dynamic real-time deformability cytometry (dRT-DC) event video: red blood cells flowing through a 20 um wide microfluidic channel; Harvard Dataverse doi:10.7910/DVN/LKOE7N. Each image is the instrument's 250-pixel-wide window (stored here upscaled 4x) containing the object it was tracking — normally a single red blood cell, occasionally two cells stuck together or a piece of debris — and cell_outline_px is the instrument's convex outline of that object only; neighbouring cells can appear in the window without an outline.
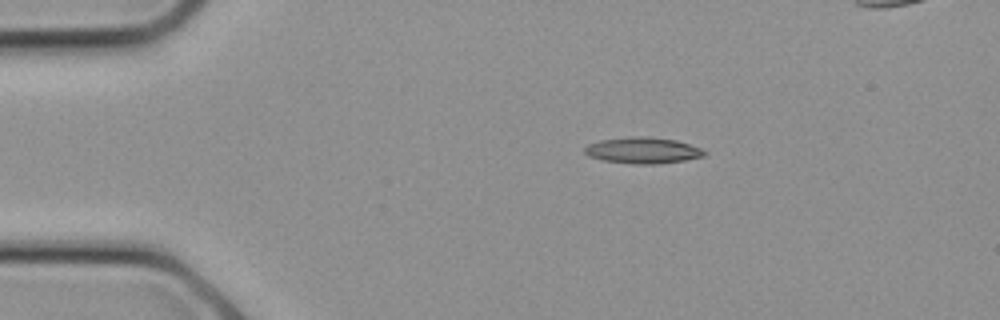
{"species": "common noctule bat (a hibernating species)", "species_latin": "Nyctalus noctula", "temperature_condition": "cold", "stored_images_in_passage": 7, "camera_frame_rate_fps": 3000, "um_per_image_px": 0.085, "animal": {"sex": "female", "body_mass_g": 21.9}, "frame": {"image": 1, "passage_image": 1, "time_ms": 0.0, "image_size_px": [1000, 320], "cell_outline_px": [[708, 152], [704, 156], [684, 160], [656, 164], [632, 164], [604, 160], [588, 156], [584, 152], [584, 148], [588, 144], [600, 140], [632, 136], [644, 136], [676, 140], [700, 148]], "centroid_in_image_um": [54.62, 12.78], "position_along_channel_um": 30.4, "area_um2": 18.21}}
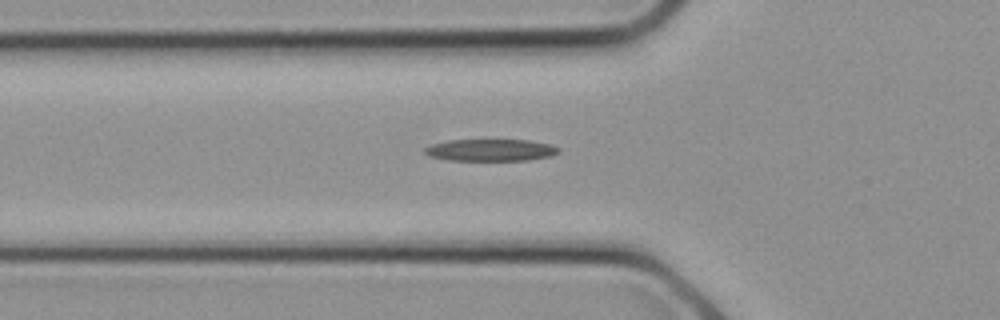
{"frame": {"image": 2, "passage_image": 5, "time_ms": 1.333, "image_size_px": [1000, 320], "cell_outline_px": [[560, 152], [552, 156], [528, 160], [448, 160], [428, 156], [424, 152], [424, 148], [432, 144], [448, 140], [528, 140], [548, 144], [560, 148]], "centroid_in_image_um": [41.7, 12.76], "position_along_channel_um": 84.1, "area_um2": 17.11}}
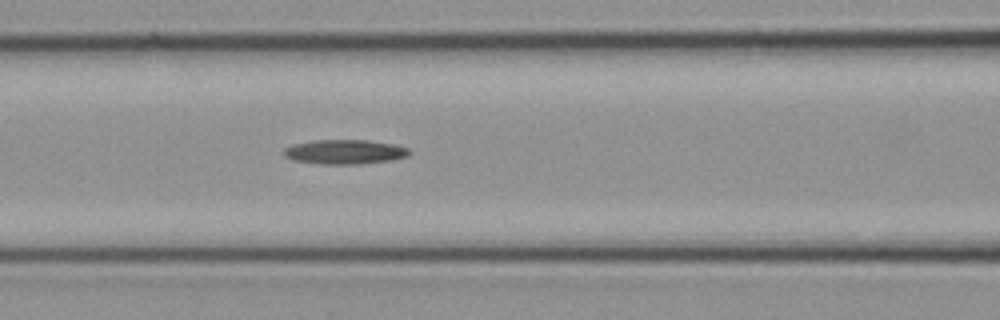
{"frame": {"image": 3, "passage_image": 7, "time_ms": 2.0, "image_size_px": [1000, 320], "cell_outline_px": [[412, 152], [408, 156], [392, 160], [360, 164], [320, 164], [292, 160], [284, 156], [280, 152], [284, 148], [292, 144], [312, 140], [368, 140], [392, 144], [408, 148]], "centroid_in_image_um": [29.25, 12.91], "position_along_channel_um": 137.3, "area_um2": 18.15}}